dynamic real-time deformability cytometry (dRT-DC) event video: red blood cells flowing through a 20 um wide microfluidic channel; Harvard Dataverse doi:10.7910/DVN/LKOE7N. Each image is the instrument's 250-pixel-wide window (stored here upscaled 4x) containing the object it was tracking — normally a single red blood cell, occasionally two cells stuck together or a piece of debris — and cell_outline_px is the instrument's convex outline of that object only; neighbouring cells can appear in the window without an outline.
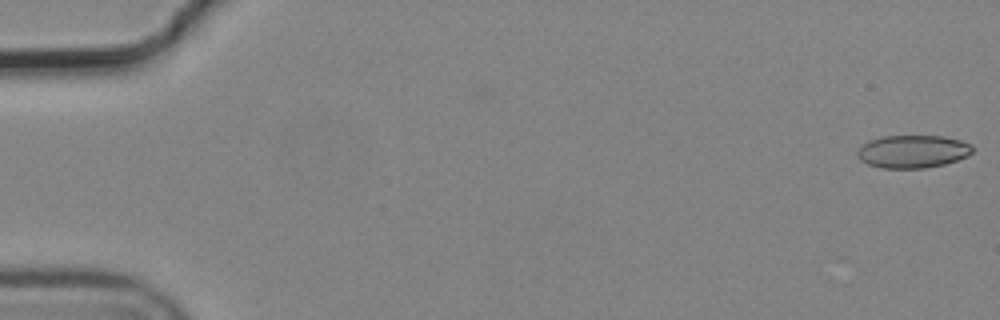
{"species": "common noctule bat (a hibernating species)", "species_latin": "Nyctalus noctula", "temperature_condition": "cold", "stored_images_in_passage": 4, "camera_frame_rate_fps": 3000, "um_per_image_px": 0.085, "animal": {"sex": "male", "body_mass_g": 19.2, "forearm_length_mm": 51.8}, "frame": {"image": 1, "passage_image": 1, "time_ms": 0.0, "image_size_px": [1000, 320], "cell_outline_px": [[976, 148], [968, 156], [944, 164], [924, 168], [880, 168], [868, 164], [860, 160], [856, 156], [856, 152], [868, 140], [884, 136], [940, 136], [960, 140], [972, 144]], "centroid_in_image_um": [77.59, 12.88], "position_along_channel_um": 7.4, "area_um2": 22.14}}